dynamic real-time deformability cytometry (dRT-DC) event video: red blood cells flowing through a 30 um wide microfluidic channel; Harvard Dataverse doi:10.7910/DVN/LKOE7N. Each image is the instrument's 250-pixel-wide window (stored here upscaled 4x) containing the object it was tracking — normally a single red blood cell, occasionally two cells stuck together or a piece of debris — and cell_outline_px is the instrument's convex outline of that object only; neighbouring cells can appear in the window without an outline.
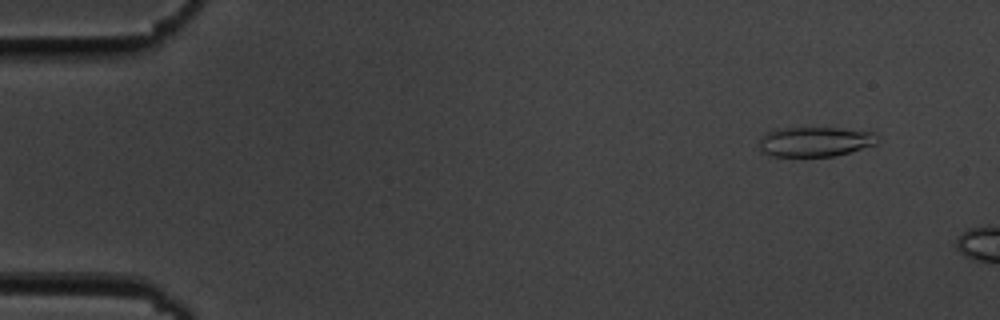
{"species": "common noctule bat (a hibernating species)", "species_latin": "Nyctalus noctula", "temperature_condition": "cold", "stored_images_in_passage": 10, "camera_frame_rate_fps": 3000, "um_per_image_px": 0.085, "animal": {"sex": "male", "body_mass_g": 19.5, "forearm_length_mm": 54.6}, "frame": {"image": 1, "passage_image": 5, "time_ms": 1.333, "image_size_px": [1000, 320], "cell_outline_px": [[880, 140], [876, 144], [836, 156], [772, 156], [760, 152], [760, 136], [764, 132], [776, 128], [840, 128], [872, 132]], "centroid_in_image_um": [69.23, 12.04], "position_along_channel_um": 15.8, "area_um2": 20.69}}